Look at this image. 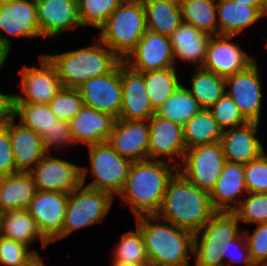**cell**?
Returning <instances> with one entry per match:
<instances>
[{
  "label": "cell",
  "instance_id": "3",
  "mask_svg": "<svg viewBox=\"0 0 267 266\" xmlns=\"http://www.w3.org/2000/svg\"><path fill=\"white\" fill-rule=\"evenodd\" d=\"M135 220L144 238L150 266H190L194 234L156 215L140 216Z\"/></svg>",
  "mask_w": 267,
  "mask_h": 266
},
{
  "label": "cell",
  "instance_id": "2",
  "mask_svg": "<svg viewBox=\"0 0 267 266\" xmlns=\"http://www.w3.org/2000/svg\"><path fill=\"white\" fill-rule=\"evenodd\" d=\"M215 213L210 194L200 190L176 171L167 184L156 216L196 234Z\"/></svg>",
  "mask_w": 267,
  "mask_h": 266
},
{
  "label": "cell",
  "instance_id": "34",
  "mask_svg": "<svg viewBox=\"0 0 267 266\" xmlns=\"http://www.w3.org/2000/svg\"><path fill=\"white\" fill-rule=\"evenodd\" d=\"M145 88L157 111L181 84L176 67L144 72Z\"/></svg>",
  "mask_w": 267,
  "mask_h": 266
},
{
  "label": "cell",
  "instance_id": "18",
  "mask_svg": "<svg viewBox=\"0 0 267 266\" xmlns=\"http://www.w3.org/2000/svg\"><path fill=\"white\" fill-rule=\"evenodd\" d=\"M149 120L116 119L107 140L121 156L132 162L148 159Z\"/></svg>",
  "mask_w": 267,
  "mask_h": 266
},
{
  "label": "cell",
  "instance_id": "23",
  "mask_svg": "<svg viewBox=\"0 0 267 266\" xmlns=\"http://www.w3.org/2000/svg\"><path fill=\"white\" fill-rule=\"evenodd\" d=\"M116 118L108 113L83 105L69 121L70 131L76 144H98L106 142L112 132Z\"/></svg>",
  "mask_w": 267,
  "mask_h": 266
},
{
  "label": "cell",
  "instance_id": "32",
  "mask_svg": "<svg viewBox=\"0 0 267 266\" xmlns=\"http://www.w3.org/2000/svg\"><path fill=\"white\" fill-rule=\"evenodd\" d=\"M191 87H187L202 109H209L225 93V78L205 70L194 68L191 77Z\"/></svg>",
  "mask_w": 267,
  "mask_h": 266
},
{
  "label": "cell",
  "instance_id": "41",
  "mask_svg": "<svg viewBox=\"0 0 267 266\" xmlns=\"http://www.w3.org/2000/svg\"><path fill=\"white\" fill-rule=\"evenodd\" d=\"M209 110L223 131L242 126L248 122L226 92Z\"/></svg>",
  "mask_w": 267,
  "mask_h": 266
},
{
  "label": "cell",
  "instance_id": "25",
  "mask_svg": "<svg viewBox=\"0 0 267 266\" xmlns=\"http://www.w3.org/2000/svg\"><path fill=\"white\" fill-rule=\"evenodd\" d=\"M211 37L210 34L182 23L169 37L175 62L179 60L194 65V68L202 67Z\"/></svg>",
  "mask_w": 267,
  "mask_h": 266
},
{
  "label": "cell",
  "instance_id": "35",
  "mask_svg": "<svg viewBox=\"0 0 267 266\" xmlns=\"http://www.w3.org/2000/svg\"><path fill=\"white\" fill-rule=\"evenodd\" d=\"M240 227V222L233 212H216L206 225L194 234V241H232L243 232Z\"/></svg>",
  "mask_w": 267,
  "mask_h": 266
},
{
  "label": "cell",
  "instance_id": "28",
  "mask_svg": "<svg viewBox=\"0 0 267 266\" xmlns=\"http://www.w3.org/2000/svg\"><path fill=\"white\" fill-rule=\"evenodd\" d=\"M37 189L30 173L18 172L0 177V213L27 209Z\"/></svg>",
  "mask_w": 267,
  "mask_h": 266
},
{
  "label": "cell",
  "instance_id": "22",
  "mask_svg": "<svg viewBox=\"0 0 267 266\" xmlns=\"http://www.w3.org/2000/svg\"><path fill=\"white\" fill-rule=\"evenodd\" d=\"M14 117L4 126L11 140L16 173H29L45 156L41 135L23 126Z\"/></svg>",
  "mask_w": 267,
  "mask_h": 266
},
{
  "label": "cell",
  "instance_id": "11",
  "mask_svg": "<svg viewBox=\"0 0 267 266\" xmlns=\"http://www.w3.org/2000/svg\"><path fill=\"white\" fill-rule=\"evenodd\" d=\"M257 62L255 58L246 69L225 77V92L248 122L260 123L263 94Z\"/></svg>",
  "mask_w": 267,
  "mask_h": 266
},
{
  "label": "cell",
  "instance_id": "33",
  "mask_svg": "<svg viewBox=\"0 0 267 266\" xmlns=\"http://www.w3.org/2000/svg\"><path fill=\"white\" fill-rule=\"evenodd\" d=\"M202 108L182 83L174 93L158 108L156 114L184 126Z\"/></svg>",
  "mask_w": 267,
  "mask_h": 266
},
{
  "label": "cell",
  "instance_id": "38",
  "mask_svg": "<svg viewBox=\"0 0 267 266\" xmlns=\"http://www.w3.org/2000/svg\"><path fill=\"white\" fill-rule=\"evenodd\" d=\"M124 0H78V15L82 28L91 26L100 29L112 12Z\"/></svg>",
  "mask_w": 267,
  "mask_h": 266
},
{
  "label": "cell",
  "instance_id": "53",
  "mask_svg": "<svg viewBox=\"0 0 267 266\" xmlns=\"http://www.w3.org/2000/svg\"><path fill=\"white\" fill-rule=\"evenodd\" d=\"M8 56L9 55L0 46V69H2L3 66L5 65V62L8 59Z\"/></svg>",
  "mask_w": 267,
  "mask_h": 266
},
{
  "label": "cell",
  "instance_id": "44",
  "mask_svg": "<svg viewBox=\"0 0 267 266\" xmlns=\"http://www.w3.org/2000/svg\"><path fill=\"white\" fill-rule=\"evenodd\" d=\"M247 193H267V153L244 164Z\"/></svg>",
  "mask_w": 267,
  "mask_h": 266
},
{
  "label": "cell",
  "instance_id": "24",
  "mask_svg": "<svg viewBox=\"0 0 267 266\" xmlns=\"http://www.w3.org/2000/svg\"><path fill=\"white\" fill-rule=\"evenodd\" d=\"M246 195L244 164L227 161L220 178L210 193L214 210L216 212H233Z\"/></svg>",
  "mask_w": 267,
  "mask_h": 266
},
{
  "label": "cell",
  "instance_id": "6",
  "mask_svg": "<svg viewBox=\"0 0 267 266\" xmlns=\"http://www.w3.org/2000/svg\"><path fill=\"white\" fill-rule=\"evenodd\" d=\"M87 147L91 167L81 166V184L116 198L125 186L132 161L121 157L107 141ZM88 175L93 180L86 185Z\"/></svg>",
  "mask_w": 267,
  "mask_h": 266
},
{
  "label": "cell",
  "instance_id": "29",
  "mask_svg": "<svg viewBox=\"0 0 267 266\" xmlns=\"http://www.w3.org/2000/svg\"><path fill=\"white\" fill-rule=\"evenodd\" d=\"M148 31L170 37L183 23L180 4L166 0H142Z\"/></svg>",
  "mask_w": 267,
  "mask_h": 266
},
{
  "label": "cell",
  "instance_id": "14",
  "mask_svg": "<svg viewBox=\"0 0 267 266\" xmlns=\"http://www.w3.org/2000/svg\"><path fill=\"white\" fill-rule=\"evenodd\" d=\"M149 125L148 159L172 162L178 167L186 152L183 126L156 113L149 119Z\"/></svg>",
  "mask_w": 267,
  "mask_h": 266
},
{
  "label": "cell",
  "instance_id": "7",
  "mask_svg": "<svg viewBox=\"0 0 267 266\" xmlns=\"http://www.w3.org/2000/svg\"><path fill=\"white\" fill-rule=\"evenodd\" d=\"M114 197L105 191L80 185L68 194L62 232L52 241L68 237L78 229L101 223L111 210Z\"/></svg>",
  "mask_w": 267,
  "mask_h": 266
},
{
  "label": "cell",
  "instance_id": "31",
  "mask_svg": "<svg viewBox=\"0 0 267 266\" xmlns=\"http://www.w3.org/2000/svg\"><path fill=\"white\" fill-rule=\"evenodd\" d=\"M183 23L198 30L218 36L217 0H182L180 3Z\"/></svg>",
  "mask_w": 267,
  "mask_h": 266
},
{
  "label": "cell",
  "instance_id": "40",
  "mask_svg": "<svg viewBox=\"0 0 267 266\" xmlns=\"http://www.w3.org/2000/svg\"><path fill=\"white\" fill-rule=\"evenodd\" d=\"M48 105L57 119L69 122L84 103L77 88L62 87Z\"/></svg>",
  "mask_w": 267,
  "mask_h": 266
},
{
  "label": "cell",
  "instance_id": "52",
  "mask_svg": "<svg viewBox=\"0 0 267 266\" xmlns=\"http://www.w3.org/2000/svg\"><path fill=\"white\" fill-rule=\"evenodd\" d=\"M111 266H150V264H135L129 262L112 261Z\"/></svg>",
  "mask_w": 267,
  "mask_h": 266
},
{
  "label": "cell",
  "instance_id": "13",
  "mask_svg": "<svg viewBox=\"0 0 267 266\" xmlns=\"http://www.w3.org/2000/svg\"><path fill=\"white\" fill-rule=\"evenodd\" d=\"M77 89L85 106L119 118L122 105L120 63L110 73L91 78Z\"/></svg>",
  "mask_w": 267,
  "mask_h": 266
},
{
  "label": "cell",
  "instance_id": "4",
  "mask_svg": "<svg viewBox=\"0 0 267 266\" xmlns=\"http://www.w3.org/2000/svg\"><path fill=\"white\" fill-rule=\"evenodd\" d=\"M97 36L90 46L45 54L54 64L62 87L77 88L91 78L110 73L122 61Z\"/></svg>",
  "mask_w": 267,
  "mask_h": 266
},
{
  "label": "cell",
  "instance_id": "8",
  "mask_svg": "<svg viewBox=\"0 0 267 266\" xmlns=\"http://www.w3.org/2000/svg\"><path fill=\"white\" fill-rule=\"evenodd\" d=\"M226 162L220 141L197 145L186 149L177 171L200 190L210 194Z\"/></svg>",
  "mask_w": 267,
  "mask_h": 266
},
{
  "label": "cell",
  "instance_id": "47",
  "mask_svg": "<svg viewBox=\"0 0 267 266\" xmlns=\"http://www.w3.org/2000/svg\"><path fill=\"white\" fill-rule=\"evenodd\" d=\"M223 245L217 241H194V266H224Z\"/></svg>",
  "mask_w": 267,
  "mask_h": 266
},
{
  "label": "cell",
  "instance_id": "51",
  "mask_svg": "<svg viewBox=\"0 0 267 266\" xmlns=\"http://www.w3.org/2000/svg\"><path fill=\"white\" fill-rule=\"evenodd\" d=\"M240 4L248 5V6H261L262 0H233Z\"/></svg>",
  "mask_w": 267,
  "mask_h": 266
},
{
  "label": "cell",
  "instance_id": "37",
  "mask_svg": "<svg viewBox=\"0 0 267 266\" xmlns=\"http://www.w3.org/2000/svg\"><path fill=\"white\" fill-rule=\"evenodd\" d=\"M113 249L112 261L135 264H149L142 233L136 226L135 230L126 231Z\"/></svg>",
  "mask_w": 267,
  "mask_h": 266
},
{
  "label": "cell",
  "instance_id": "21",
  "mask_svg": "<svg viewBox=\"0 0 267 266\" xmlns=\"http://www.w3.org/2000/svg\"><path fill=\"white\" fill-rule=\"evenodd\" d=\"M259 124L247 122L223 131L220 143L228 162L247 164L265 152L262 142L257 137Z\"/></svg>",
  "mask_w": 267,
  "mask_h": 266
},
{
  "label": "cell",
  "instance_id": "9",
  "mask_svg": "<svg viewBox=\"0 0 267 266\" xmlns=\"http://www.w3.org/2000/svg\"><path fill=\"white\" fill-rule=\"evenodd\" d=\"M38 66L24 65L19 76L18 87L21 93H15V103L48 104L62 88L54 64L42 54Z\"/></svg>",
  "mask_w": 267,
  "mask_h": 266
},
{
  "label": "cell",
  "instance_id": "54",
  "mask_svg": "<svg viewBox=\"0 0 267 266\" xmlns=\"http://www.w3.org/2000/svg\"><path fill=\"white\" fill-rule=\"evenodd\" d=\"M262 14L263 18L266 16L267 17V0H262Z\"/></svg>",
  "mask_w": 267,
  "mask_h": 266
},
{
  "label": "cell",
  "instance_id": "45",
  "mask_svg": "<svg viewBox=\"0 0 267 266\" xmlns=\"http://www.w3.org/2000/svg\"><path fill=\"white\" fill-rule=\"evenodd\" d=\"M250 257L255 266H267V223L256 225L253 233L243 229Z\"/></svg>",
  "mask_w": 267,
  "mask_h": 266
},
{
  "label": "cell",
  "instance_id": "48",
  "mask_svg": "<svg viewBox=\"0 0 267 266\" xmlns=\"http://www.w3.org/2000/svg\"><path fill=\"white\" fill-rule=\"evenodd\" d=\"M15 173L16 166L8 129L0 126V177Z\"/></svg>",
  "mask_w": 267,
  "mask_h": 266
},
{
  "label": "cell",
  "instance_id": "49",
  "mask_svg": "<svg viewBox=\"0 0 267 266\" xmlns=\"http://www.w3.org/2000/svg\"><path fill=\"white\" fill-rule=\"evenodd\" d=\"M15 94H5L0 92V126L14 118Z\"/></svg>",
  "mask_w": 267,
  "mask_h": 266
},
{
  "label": "cell",
  "instance_id": "16",
  "mask_svg": "<svg viewBox=\"0 0 267 266\" xmlns=\"http://www.w3.org/2000/svg\"><path fill=\"white\" fill-rule=\"evenodd\" d=\"M68 204V194L37 190L27 207L43 237L52 241L62 232Z\"/></svg>",
  "mask_w": 267,
  "mask_h": 266
},
{
  "label": "cell",
  "instance_id": "39",
  "mask_svg": "<svg viewBox=\"0 0 267 266\" xmlns=\"http://www.w3.org/2000/svg\"><path fill=\"white\" fill-rule=\"evenodd\" d=\"M233 213L245 224L267 223V193H247Z\"/></svg>",
  "mask_w": 267,
  "mask_h": 266
},
{
  "label": "cell",
  "instance_id": "19",
  "mask_svg": "<svg viewBox=\"0 0 267 266\" xmlns=\"http://www.w3.org/2000/svg\"><path fill=\"white\" fill-rule=\"evenodd\" d=\"M36 13L41 37L49 41L67 30L82 27L78 0H36Z\"/></svg>",
  "mask_w": 267,
  "mask_h": 266
},
{
  "label": "cell",
  "instance_id": "17",
  "mask_svg": "<svg viewBox=\"0 0 267 266\" xmlns=\"http://www.w3.org/2000/svg\"><path fill=\"white\" fill-rule=\"evenodd\" d=\"M123 62L141 73L177 67L169 37L148 30Z\"/></svg>",
  "mask_w": 267,
  "mask_h": 266
},
{
  "label": "cell",
  "instance_id": "26",
  "mask_svg": "<svg viewBox=\"0 0 267 266\" xmlns=\"http://www.w3.org/2000/svg\"><path fill=\"white\" fill-rule=\"evenodd\" d=\"M216 14L219 35L238 37L263 17L262 6H248L233 0H217Z\"/></svg>",
  "mask_w": 267,
  "mask_h": 266
},
{
  "label": "cell",
  "instance_id": "46",
  "mask_svg": "<svg viewBox=\"0 0 267 266\" xmlns=\"http://www.w3.org/2000/svg\"><path fill=\"white\" fill-rule=\"evenodd\" d=\"M222 245L224 266H234L236 264L255 266L251 260L249 248L243 232L232 241H226L222 243Z\"/></svg>",
  "mask_w": 267,
  "mask_h": 266
},
{
  "label": "cell",
  "instance_id": "5",
  "mask_svg": "<svg viewBox=\"0 0 267 266\" xmlns=\"http://www.w3.org/2000/svg\"><path fill=\"white\" fill-rule=\"evenodd\" d=\"M99 30L97 38L124 61L147 31L142 0H124Z\"/></svg>",
  "mask_w": 267,
  "mask_h": 266
},
{
  "label": "cell",
  "instance_id": "36",
  "mask_svg": "<svg viewBox=\"0 0 267 266\" xmlns=\"http://www.w3.org/2000/svg\"><path fill=\"white\" fill-rule=\"evenodd\" d=\"M14 117L23 126L41 136L57 120L48 104L15 103Z\"/></svg>",
  "mask_w": 267,
  "mask_h": 266
},
{
  "label": "cell",
  "instance_id": "27",
  "mask_svg": "<svg viewBox=\"0 0 267 266\" xmlns=\"http://www.w3.org/2000/svg\"><path fill=\"white\" fill-rule=\"evenodd\" d=\"M0 235L20 242L29 248L40 241L41 249L45 250L49 242L39 232L35 220L27 209L7 210L0 213Z\"/></svg>",
  "mask_w": 267,
  "mask_h": 266
},
{
  "label": "cell",
  "instance_id": "43",
  "mask_svg": "<svg viewBox=\"0 0 267 266\" xmlns=\"http://www.w3.org/2000/svg\"><path fill=\"white\" fill-rule=\"evenodd\" d=\"M41 139L46 153H52L54 150L58 152L62 149L77 146L73 140L69 122L60 119L55 121V124L41 136Z\"/></svg>",
  "mask_w": 267,
  "mask_h": 266
},
{
  "label": "cell",
  "instance_id": "30",
  "mask_svg": "<svg viewBox=\"0 0 267 266\" xmlns=\"http://www.w3.org/2000/svg\"><path fill=\"white\" fill-rule=\"evenodd\" d=\"M183 131L186 149L219 142L223 133L209 109H201L195 114L183 126Z\"/></svg>",
  "mask_w": 267,
  "mask_h": 266
},
{
  "label": "cell",
  "instance_id": "50",
  "mask_svg": "<svg viewBox=\"0 0 267 266\" xmlns=\"http://www.w3.org/2000/svg\"><path fill=\"white\" fill-rule=\"evenodd\" d=\"M23 266H45L43 258L39 254H36L31 260H29Z\"/></svg>",
  "mask_w": 267,
  "mask_h": 266
},
{
  "label": "cell",
  "instance_id": "20",
  "mask_svg": "<svg viewBox=\"0 0 267 266\" xmlns=\"http://www.w3.org/2000/svg\"><path fill=\"white\" fill-rule=\"evenodd\" d=\"M122 83V105L118 119L149 120L156 110L153 108L145 88L144 75L120 62Z\"/></svg>",
  "mask_w": 267,
  "mask_h": 266
},
{
  "label": "cell",
  "instance_id": "12",
  "mask_svg": "<svg viewBox=\"0 0 267 266\" xmlns=\"http://www.w3.org/2000/svg\"><path fill=\"white\" fill-rule=\"evenodd\" d=\"M36 189L69 194L81 185V165L46 153L29 172Z\"/></svg>",
  "mask_w": 267,
  "mask_h": 266
},
{
  "label": "cell",
  "instance_id": "1",
  "mask_svg": "<svg viewBox=\"0 0 267 266\" xmlns=\"http://www.w3.org/2000/svg\"><path fill=\"white\" fill-rule=\"evenodd\" d=\"M177 166L163 161L145 159L132 162L121 193V204L130 208L135 218L156 215L161 207L167 184Z\"/></svg>",
  "mask_w": 267,
  "mask_h": 266
},
{
  "label": "cell",
  "instance_id": "55",
  "mask_svg": "<svg viewBox=\"0 0 267 266\" xmlns=\"http://www.w3.org/2000/svg\"><path fill=\"white\" fill-rule=\"evenodd\" d=\"M166 1H170V2H174L176 4H180L182 0H166Z\"/></svg>",
  "mask_w": 267,
  "mask_h": 266
},
{
  "label": "cell",
  "instance_id": "42",
  "mask_svg": "<svg viewBox=\"0 0 267 266\" xmlns=\"http://www.w3.org/2000/svg\"><path fill=\"white\" fill-rule=\"evenodd\" d=\"M39 251L0 235V266H23Z\"/></svg>",
  "mask_w": 267,
  "mask_h": 266
},
{
  "label": "cell",
  "instance_id": "10",
  "mask_svg": "<svg viewBox=\"0 0 267 266\" xmlns=\"http://www.w3.org/2000/svg\"><path fill=\"white\" fill-rule=\"evenodd\" d=\"M8 35L11 38L41 37L36 0H0V46L10 55L11 40Z\"/></svg>",
  "mask_w": 267,
  "mask_h": 266
},
{
  "label": "cell",
  "instance_id": "15",
  "mask_svg": "<svg viewBox=\"0 0 267 266\" xmlns=\"http://www.w3.org/2000/svg\"><path fill=\"white\" fill-rule=\"evenodd\" d=\"M234 37L237 36H212L202 68L225 78L252 64L255 58L245 53L238 43L231 41Z\"/></svg>",
  "mask_w": 267,
  "mask_h": 266
}]
</instances>
